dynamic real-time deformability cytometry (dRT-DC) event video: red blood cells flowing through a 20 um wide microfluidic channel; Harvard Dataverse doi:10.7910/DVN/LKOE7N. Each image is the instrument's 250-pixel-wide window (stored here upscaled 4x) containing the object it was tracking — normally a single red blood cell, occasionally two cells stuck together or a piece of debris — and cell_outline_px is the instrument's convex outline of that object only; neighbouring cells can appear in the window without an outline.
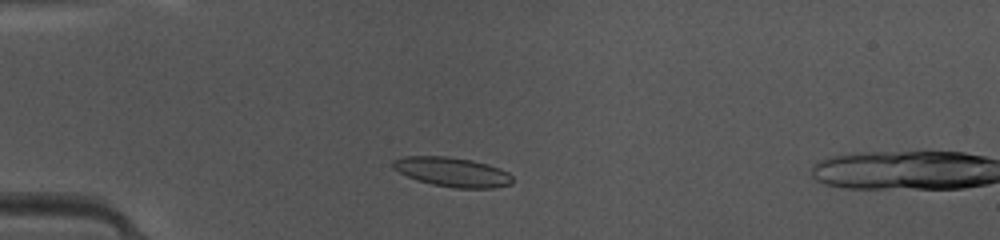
{"species": "common noctule bat (a hibernating species)", "species_latin": "Nyctalus noctula", "temperature_condition": "warm", "stored_images_in_passage": 14, "camera_frame_rate_fps": 3000, "um_per_image_px": 0.085, "animal": {"sex": "female", "body_mass_g": 10.0, "forearm_length_mm": 53.1}, "frame": {"image": 1, "passage_image": 12, "time_ms": 3.667, "image_size_px": [1000, 240], "cell_outline_px": [[512, 184], [492, 188], [456, 188], [432, 184], [416, 180], [392, 168], [392, 160], [404, 156], [448, 156], [472, 160], [488, 164], [500, 168], [508, 172], [512, 176]], "centroid_in_image_um": [38.44, 14.61], "position_along_channel_um": 46.6, "area_um2": 20.58}}